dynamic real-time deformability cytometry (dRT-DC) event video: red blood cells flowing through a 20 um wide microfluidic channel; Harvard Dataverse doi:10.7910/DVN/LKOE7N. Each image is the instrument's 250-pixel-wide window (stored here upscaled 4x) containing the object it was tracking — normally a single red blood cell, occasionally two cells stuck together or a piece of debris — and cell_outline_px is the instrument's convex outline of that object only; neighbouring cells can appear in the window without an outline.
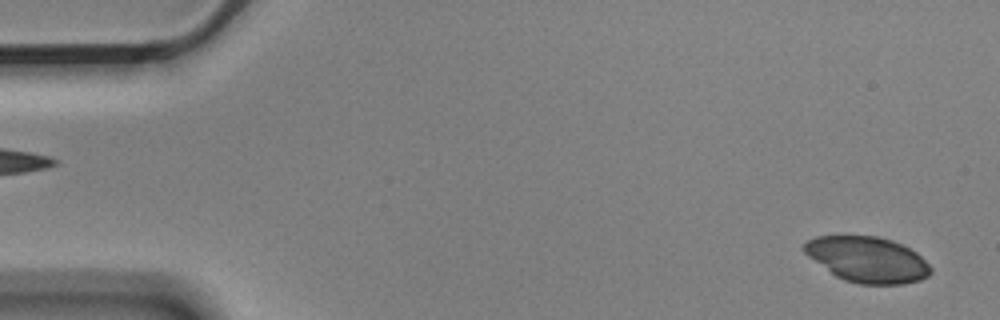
{"species": "Egyptian fruit bat (a non-hibernating species)", "species_latin": "Rousettus aegyptiacus", "temperature_condition": "cold", "stored_images_in_passage": 3, "segment_of_instrument_passage": [2, 2], "camera_frame_rate_fps": 3000, "um_per_image_px": 0.085, "animal": {"sex": "male"}, "frame": {"image": 1, "passage_image": 3, "time_ms": 0.667, "image_size_px": [1000, 320], "cell_outline_px": [[932, 272], [928, 276], [920, 280], [904, 284], [860, 284], [844, 280], [836, 276], [808, 256], [804, 252], [804, 244], [808, 240], [816, 236], [876, 236], [892, 240], [916, 252], [932, 268]], "centroid_in_image_um": [73.74, 22.06], "position_along_channel_um": 11.3, "area_um2": 33.41}}